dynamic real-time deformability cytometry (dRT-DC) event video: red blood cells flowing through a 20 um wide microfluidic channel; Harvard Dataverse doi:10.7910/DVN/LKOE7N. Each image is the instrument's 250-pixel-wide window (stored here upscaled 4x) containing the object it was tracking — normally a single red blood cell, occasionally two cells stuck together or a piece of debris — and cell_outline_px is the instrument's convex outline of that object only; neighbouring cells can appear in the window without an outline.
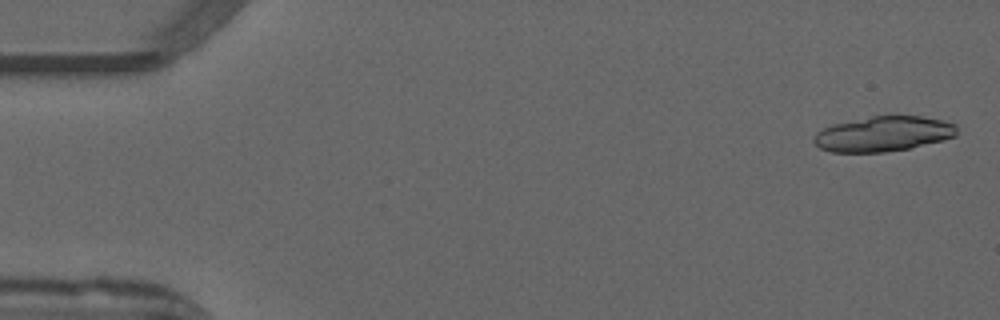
{"species": "common noctule bat (a hibernating species)", "species_latin": "Nyctalus noctula", "temperature_condition": "warm", "stored_images_in_passage": 15, "camera_frame_rate_fps": 3000, "um_per_image_px": 0.085, "animal": {"sex": "male", "forearm_length_mm": 52.5}, "frame": {"image": 1, "passage_image": 2, "time_ms": 0.333, "image_size_px": [1000, 320], "cell_outline_px": [[956, 136], [912, 148], [884, 152], [832, 152], [820, 148], [812, 140], [816, 132], [832, 124], [872, 116], [920, 116], [940, 120], [956, 124]], "centroid_in_image_um": [75.06, 11.39], "position_along_channel_um": 9.9, "area_um2": 29.13}}